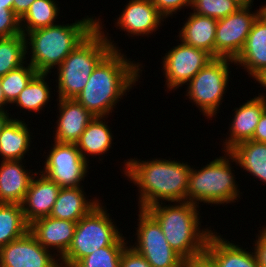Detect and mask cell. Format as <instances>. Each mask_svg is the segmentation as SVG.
<instances>
[{"mask_svg":"<svg viewBox=\"0 0 266 267\" xmlns=\"http://www.w3.org/2000/svg\"><path fill=\"white\" fill-rule=\"evenodd\" d=\"M48 74L37 73L26 87L19 93V96L12 105L28 113H40L51 100L52 88L48 82ZM47 79V80H46ZM46 80V81H45ZM50 86V87H49ZM52 92V93H51Z\"/></svg>","mask_w":266,"mask_h":267,"instance_id":"27","label":"cell"},{"mask_svg":"<svg viewBox=\"0 0 266 267\" xmlns=\"http://www.w3.org/2000/svg\"><path fill=\"white\" fill-rule=\"evenodd\" d=\"M263 225L259 230V233L256 234V240L254 239L253 250L256 254L258 264L260 267H266V226Z\"/></svg>","mask_w":266,"mask_h":267,"instance_id":"37","label":"cell"},{"mask_svg":"<svg viewBox=\"0 0 266 267\" xmlns=\"http://www.w3.org/2000/svg\"><path fill=\"white\" fill-rule=\"evenodd\" d=\"M101 18L97 28L82 41L57 67V97L75 99L85 87L96 66L112 51L121 50L104 30ZM105 31V32H104ZM119 48V49H118Z\"/></svg>","mask_w":266,"mask_h":267,"instance_id":"5","label":"cell"},{"mask_svg":"<svg viewBox=\"0 0 266 267\" xmlns=\"http://www.w3.org/2000/svg\"><path fill=\"white\" fill-rule=\"evenodd\" d=\"M105 119L107 117H94L76 143L82 157L88 162L90 155L93 158L107 154L114 144V135Z\"/></svg>","mask_w":266,"mask_h":267,"instance_id":"25","label":"cell"},{"mask_svg":"<svg viewBox=\"0 0 266 267\" xmlns=\"http://www.w3.org/2000/svg\"><path fill=\"white\" fill-rule=\"evenodd\" d=\"M58 5L55 0H35L20 19L22 34L57 24Z\"/></svg>","mask_w":266,"mask_h":267,"instance_id":"29","label":"cell"},{"mask_svg":"<svg viewBox=\"0 0 266 267\" xmlns=\"http://www.w3.org/2000/svg\"><path fill=\"white\" fill-rule=\"evenodd\" d=\"M29 231L21 204L0 203V249Z\"/></svg>","mask_w":266,"mask_h":267,"instance_id":"28","label":"cell"},{"mask_svg":"<svg viewBox=\"0 0 266 267\" xmlns=\"http://www.w3.org/2000/svg\"><path fill=\"white\" fill-rule=\"evenodd\" d=\"M236 3H238L241 7H247L254 5V0H234Z\"/></svg>","mask_w":266,"mask_h":267,"instance_id":"44","label":"cell"},{"mask_svg":"<svg viewBox=\"0 0 266 267\" xmlns=\"http://www.w3.org/2000/svg\"><path fill=\"white\" fill-rule=\"evenodd\" d=\"M53 142L49 154L45 155L44 168L38 171L60 188L80 187L89 173V162L82 157L76 144Z\"/></svg>","mask_w":266,"mask_h":267,"instance_id":"10","label":"cell"},{"mask_svg":"<svg viewBox=\"0 0 266 267\" xmlns=\"http://www.w3.org/2000/svg\"><path fill=\"white\" fill-rule=\"evenodd\" d=\"M183 24L178 42L182 41L188 46L206 50L215 58L217 20L190 12Z\"/></svg>","mask_w":266,"mask_h":267,"instance_id":"23","label":"cell"},{"mask_svg":"<svg viewBox=\"0 0 266 267\" xmlns=\"http://www.w3.org/2000/svg\"><path fill=\"white\" fill-rule=\"evenodd\" d=\"M25 160L1 161L0 163V203L21 204L30 182L37 171L28 170ZM32 171V172H31Z\"/></svg>","mask_w":266,"mask_h":267,"instance_id":"21","label":"cell"},{"mask_svg":"<svg viewBox=\"0 0 266 267\" xmlns=\"http://www.w3.org/2000/svg\"><path fill=\"white\" fill-rule=\"evenodd\" d=\"M152 159V160H151ZM124 160L122 174L134 183L138 190V208L148 207L160 202L187 201L188 177L191 166L188 162L171 158H151ZM188 163V164H187Z\"/></svg>","mask_w":266,"mask_h":267,"instance_id":"1","label":"cell"},{"mask_svg":"<svg viewBox=\"0 0 266 267\" xmlns=\"http://www.w3.org/2000/svg\"><path fill=\"white\" fill-rule=\"evenodd\" d=\"M239 166L250 175L258 179L264 186L266 184V143L253 140L237 144L229 150Z\"/></svg>","mask_w":266,"mask_h":267,"instance_id":"26","label":"cell"},{"mask_svg":"<svg viewBox=\"0 0 266 267\" xmlns=\"http://www.w3.org/2000/svg\"><path fill=\"white\" fill-rule=\"evenodd\" d=\"M81 19L72 24L57 23L24 34L26 58H29L26 61L30 60L37 73L51 75V70H55L97 28L96 16L85 15Z\"/></svg>","mask_w":266,"mask_h":267,"instance_id":"3","label":"cell"},{"mask_svg":"<svg viewBox=\"0 0 266 267\" xmlns=\"http://www.w3.org/2000/svg\"><path fill=\"white\" fill-rule=\"evenodd\" d=\"M252 6L241 7L235 13L217 20L215 58L235 59L241 52L252 25L262 13V7L253 12Z\"/></svg>","mask_w":266,"mask_h":267,"instance_id":"12","label":"cell"},{"mask_svg":"<svg viewBox=\"0 0 266 267\" xmlns=\"http://www.w3.org/2000/svg\"><path fill=\"white\" fill-rule=\"evenodd\" d=\"M124 54L121 50H112L96 66L85 87L75 98L95 117L111 116L117 107L116 103L141 78L143 64L131 61Z\"/></svg>","mask_w":266,"mask_h":267,"instance_id":"2","label":"cell"},{"mask_svg":"<svg viewBox=\"0 0 266 267\" xmlns=\"http://www.w3.org/2000/svg\"><path fill=\"white\" fill-rule=\"evenodd\" d=\"M252 140L259 143H266V110L259 119Z\"/></svg>","mask_w":266,"mask_h":267,"instance_id":"39","label":"cell"},{"mask_svg":"<svg viewBox=\"0 0 266 267\" xmlns=\"http://www.w3.org/2000/svg\"><path fill=\"white\" fill-rule=\"evenodd\" d=\"M232 63L235 64L230 58H214L186 84L185 98L209 120L219 113L229 87Z\"/></svg>","mask_w":266,"mask_h":267,"instance_id":"8","label":"cell"},{"mask_svg":"<svg viewBox=\"0 0 266 267\" xmlns=\"http://www.w3.org/2000/svg\"><path fill=\"white\" fill-rule=\"evenodd\" d=\"M22 34L20 18L13 8H0V38H9Z\"/></svg>","mask_w":266,"mask_h":267,"instance_id":"34","label":"cell"},{"mask_svg":"<svg viewBox=\"0 0 266 267\" xmlns=\"http://www.w3.org/2000/svg\"><path fill=\"white\" fill-rule=\"evenodd\" d=\"M138 210L136 241L129 246L151 267H183L185 260L170 247L157 220L146 209Z\"/></svg>","mask_w":266,"mask_h":267,"instance_id":"9","label":"cell"},{"mask_svg":"<svg viewBox=\"0 0 266 267\" xmlns=\"http://www.w3.org/2000/svg\"><path fill=\"white\" fill-rule=\"evenodd\" d=\"M35 0H13V12L21 19Z\"/></svg>","mask_w":266,"mask_h":267,"instance_id":"40","label":"cell"},{"mask_svg":"<svg viewBox=\"0 0 266 267\" xmlns=\"http://www.w3.org/2000/svg\"><path fill=\"white\" fill-rule=\"evenodd\" d=\"M158 11L165 17H173L183 7L191 8L192 0H151Z\"/></svg>","mask_w":266,"mask_h":267,"instance_id":"35","label":"cell"},{"mask_svg":"<svg viewBox=\"0 0 266 267\" xmlns=\"http://www.w3.org/2000/svg\"><path fill=\"white\" fill-rule=\"evenodd\" d=\"M32 134L24 119L22 121L20 118L13 117L0 134L1 160H26L24 157L27 153H30L31 143H33Z\"/></svg>","mask_w":266,"mask_h":267,"instance_id":"24","label":"cell"},{"mask_svg":"<svg viewBox=\"0 0 266 267\" xmlns=\"http://www.w3.org/2000/svg\"><path fill=\"white\" fill-rule=\"evenodd\" d=\"M253 79H255V83L261 84L260 87L266 89V68L263 69L260 73H258Z\"/></svg>","mask_w":266,"mask_h":267,"instance_id":"42","label":"cell"},{"mask_svg":"<svg viewBox=\"0 0 266 267\" xmlns=\"http://www.w3.org/2000/svg\"><path fill=\"white\" fill-rule=\"evenodd\" d=\"M162 69L168 91L186 85L214 57L206 50L188 46L182 41L162 57Z\"/></svg>","mask_w":266,"mask_h":267,"instance_id":"11","label":"cell"},{"mask_svg":"<svg viewBox=\"0 0 266 267\" xmlns=\"http://www.w3.org/2000/svg\"><path fill=\"white\" fill-rule=\"evenodd\" d=\"M183 267H217L213 260L206 254L185 260Z\"/></svg>","mask_w":266,"mask_h":267,"instance_id":"38","label":"cell"},{"mask_svg":"<svg viewBox=\"0 0 266 267\" xmlns=\"http://www.w3.org/2000/svg\"><path fill=\"white\" fill-rule=\"evenodd\" d=\"M235 65L254 78L266 68V16L261 13L254 21L245 44L234 59Z\"/></svg>","mask_w":266,"mask_h":267,"instance_id":"19","label":"cell"},{"mask_svg":"<svg viewBox=\"0 0 266 267\" xmlns=\"http://www.w3.org/2000/svg\"><path fill=\"white\" fill-rule=\"evenodd\" d=\"M106 207L100 202L77 222L72 243L60 258L61 267H74L95 250L111 246L123 234Z\"/></svg>","mask_w":266,"mask_h":267,"instance_id":"7","label":"cell"},{"mask_svg":"<svg viewBox=\"0 0 266 267\" xmlns=\"http://www.w3.org/2000/svg\"><path fill=\"white\" fill-rule=\"evenodd\" d=\"M0 8H13V0H0Z\"/></svg>","mask_w":266,"mask_h":267,"instance_id":"45","label":"cell"},{"mask_svg":"<svg viewBox=\"0 0 266 267\" xmlns=\"http://www.w3.org/2000/svg\"><path fill=\"white\" fill-rule=\"evenodd\" d=\"M120 267H151V265L128 245L121 255Z\"/></svg>","mask_w":266,"mask_h":267,"instance_id":"36","label":"cell"},{"mask_svg":"<svg viewBox=\"0 0 266 267\" xmlns=\"http://www.w3.org/2000/svg\"><path fill=\"white\" fill-rule=\"evenodd\" d=\"M266 110V94L259 93L254 98L233 109L232 122L226 140H223L222 151H229L237 144L252 140L254 131L263 112Z\"/></svg>","mask_w":266,"mask_h":267,"instance_id":"15","label":"cell"},{"mask_svg":"<svg viewBox=\"0 0 266 267\" xmlns=\"http://www.w3.org/2000/svg\"><path fill=\"white\" fill-rule=\"evenodd\" d=\"M76 225L77 222L46 216L29 224V232L42 247L53 250L60 259L72 243Z\"/></svg>","mask_w":266,"mask_h":267,"instance_id":"17","label":"cell"},{"mask_svg":"<svg viewBox=\"0 0 266 267\" xmlns=\"http://www.w3.org/2000/svg\"><path fill=\"white\" fill-rule=\"evenodd\" d=\"M83 187L81 185L80 187L61 188L50 217L79 222L102 201L96 197L89 199Z\"/></svg>","mask_w":266,"mask_h":267,"instance_id":"22","label":"cell"},{"mask_svg":"<svg viewBox=\"0 0 266 267\" xmlns=\"http://www.w3.org/2000/svg\"><path fill=\"white\" fill-rule=\"evenodd\" d=\"M122 234L111 246L102 247L82 258L74 267H120L121 255L129 241Z\"/></svg>","mask_w":266,"mask_h":267,"instance_id":"31","label":"cell"},{"mask_svg":"<svg viewBox=\"0 0 266 267\" xmlns=\"http://www.w3.org/2000/svg\"><path fill=\"white\" fill-rule=\"evenodd\" d=\"M59 110L56 120L53 141L58 143L76 144L88 124L95 117L76 99L57 98Z\"/></svg>","mask_w":266,"mask_h":267,"instance_id":"16","label":"cell"},{"mask_svg":"<svg viewBox=\"0 0 266 267\" xmlns=\"http://www.w3.org/2000/svg\"><path fill=\"white\" fill-rule=\"evenodd\" d=\"M12 118L13 116L7 111L0 110V134L2 133L3 128Z\"/></svg>","mask_w":266,"mask_h":267,"instance_id":"41","label":"cell"},{"mask_svg":"<svg viewBox=\"0 0 266 267\" xmlns=\"http://www.w3.org/2000/svg\"><path fill=\"white\" fill-rule=\"evenodd\" d=\"M36 74V69L30 63L26 62L21 67L9 71L6 75L1 77V88L6 101L10 105L15 102L19 93Z\"/></svg>","mask_w":266,"mask_h":267,"instance_id":"32","label":"cell"},{"mask_svg":"<svg viewBox=\"0 0 266 267\" xmlns=\"http://www.w3.org/2000/svg\"><path fill=\"white\" fill-rule=\"evenodd\" d=\"M26 60L25 37L23 34L0 38V77L21 67L27 62Z\"/></svg>","mask_w":266,"mask_h":267,"instance_id":"30","label":"cell"},{"mask_svg":"<svg viewBox=\"0 0 266 267\" xmlns=\"http://www.w3.org/2000/svg\"><path fill=\"white\" fill-rule=\"evenodd\" d=\"M262 7V13L266 16V4L263 6H261Z\"/></svg>","mask_w":266,"mask_h":267,"instance_id":"46","label":"cell"},{"mask_svg":"<svg viewBox=\"0 0 266 267\" xmlns=\"http://www.w3.org/2000/svg\"><path fill=\"white\" fill-rule=\"evenodd\" d=\"M199 207L184 201L173 205L160 202L146 209L160 224L170 247L184 260L204 254L213 233L211 227L201 229Z\"/></svg>","mask_w":266,"mask_h":267,"instance_id":"4","label":"cell"},{"mask_svg":"<svg viewBox=\"0 0 266 267\" xmlns=\"http://www.w3.org/2000/svg\"><path fill=\"white\" fill-rule=\"evenodd\" d=\"M52 252L28 231L0 249V267H61L60 259Z\"/></svg>","mask_w":266,"mask_h":267,"instance_id":"13","label":"cell"},{"mask_svg":"<svg viewBox=\"0 0 266 267\" xmlns=\"http://www.w3.org/2000/svg\"><path fill=\"white\" fill-rule=\"evenodd\" d=\"M216 157L209 164L196 169L191 167L188 177L187 201L199 206L200 203L212 205H227L240 200L239 184L236 183L234 157L229 151Z\"/></svg>","mask_w":266,"mask_h":267,"instance_id":"6","label":"cell"},{"mask_svg":"<svg viewBox=\"0 0 266 267\" xmlns=\"http://www.w3.org/2000/svg\"><path fill=\"white\" fill-rule=\"evenodd\" d=\"M8 105L11 108V105L6 101L3 90L1 88V77H0V110L8 111V110H6V108H9V107H7ZM5 106H6V108H5Z\"/></svg>","mask_w":266,"mask_h":267,"instance_id":"43","label":"cell"},{"mask_svg":"<svg viewBox=\"0 0 266 267\" xmlns=\"http://www.w3.org/2000/svg\"><path fill=\"white\" fill-rule=\"evenodd\" d=\"M115 20L117 29L127 32V36H146L158 31L166 18L158 11L151 0H129ZM161 24V25H160ZM119 27V28H118ZM130 35V36H129Z\"/></svg>","mask_w":266,"mask_h":267,"instance_id":"14","label":"cell"},{"mask_svg":"<svg viewBox=\"0 0 266 267\" xmlns=\"http://www.w3.org/2000/svg\"><path fill=\"white\" fill-rule=\"evenodd\" d=\"M60 189L54 181L36 172L21 203L25 221L31 224L34 220L50 216Z\"/></svg>","mask_w":266,"mask_h":267,"instance_id":"18","label":"cell"},{"mask_svg":"<svg viewBox=\"0 0 266 267\" xmlns=\"http://www.w3.org/2000/svg\"><path fill=\"white\" fill-rule=\"evenodd\" d=\"M213 231L207 241L205 253L217 267H260L253 249L246 251L241 245L223 238L215 229Z\"/></svg>","mask_w":266,"mask_h":267,"instance_id":"20","label":"cell"},{"mask_svg":"<svg viewBox=\"0 0 266 267\" xmlns=\"http://www.w3.org/2000/svg\"><path fill=\"white\" fill-rule=\"evenodd\" d=\"M241 6L234 0H192L191 10L201 16L216 20L235 13Z\"/></svg>","mask_w":266,"mask_h":267,"instance_id":"33","label":"cell"}]
</instances>
